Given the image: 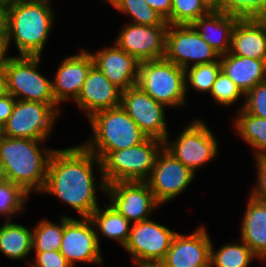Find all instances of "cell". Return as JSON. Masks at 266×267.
Returning a JSON list of instances; mask_svg holds the SVG:
<instances>
[{
  "label": "cell",
  "mask_w": 266,
  "mask_h": 267,
  "mask_svg": "<svg viewBox=\"0 0 266 267\" xmlns=\"http://www.w3.org/2000/svg\"><path fill=\"white\" fill-rule=\"evenodd\" d=\"M94 164L101 175L98 185L95 182ZM96 188L106 193L101 160L96 155L82 144L52 152L45 185L40 193L55 195L77 211L80 217H90L99 207Z\"/></svg>",
  "instance_id": "6da1fadb"
},
{
  "label": "cell",
  "mask_w": 266,
  "mask_h": 267,
  "mask_svg": "<svg viewBox=\"0 0 266 267\" xmlns=\"http://www.w3.org/2000/svg\"><path fill=\"white\" fill-rule=\"evenodd\" d=\"M42 142L47 141L6 137L0 142V159L8 181L20 186L28 195L43 190L49 159L55 150L46 148Z\"/></svg>",
  "instance_id": "7a4b0ae2"
},
{
  "label": "cell",
  "mask_w": 266,
  "mask_h": 267,
  "mask_svg": "<svg viewBox=\"0 0 266 267\" xmlns=\"http://www.w3.org/2000/svg\"><path fill=\"white\" fill-rule=\"evenodd\" d=\"M51 0H19L9 9L8 49L13 40L19 56H42L55 13Z\"/></svg>",
  "instance_id": "3957f363"
},
{
  "label": "cell",
  "mask_w": 266,
  "mask_h": 267,
  "mask_svg": "<svg viewBox=\"0 0 266 267\" xmlns=\"http://www.w3.org/2000/svg\"><path fill=\"white\" fill-rule=\"evenodd\" d=\"M87 119L93 134L82 145L100 160L109 152L130 148L147 138L122 106L96 112Z\"/></svg>",
  "instance_id": "277c9868"
},
{
  "label": "cell",
  "mask_w": 266,
  "mask_h": 267,
  "mask_svg": "<svg viewBox=\"0 0 266 267\" xmlns=\"http://www.w3.org/2000/svg\"><path fill=\"white\" fill-rule=\"evenodd\" d=\"M163 147V141L147 137L135 146L107 153L101 159L105 183L109 185L116 182H145Z\"/></svg>",
  "instance_id": "5b68a950"
},
{
  "label": "cell",
  "mask_w": 266,
  "mask_h": 267,
  "mask_svg": "<svg viewBox=\"0 0 266 267\" xmlns=\"http://www.w3.org/2000/svg\"><path fill=\"white\" fill-rule=\"evenodd\" d=\"M136 85L166 107L187 103L185 70L165 58L140 62Z\"/></svg>",
  "instance_id": "8992f818"
},
{
  "label": "cell",
  "mask_w": 266,
  "mask_h": 267,
  "mask_svg": "<svg viewBox=\"0 0 266 267\" xmlns=\"http://www.w3.org/2000/svg\"><path fill=\"white\" fill-rule=\"evenodd\" d=\"M41 57L10 56L5 63L7 91L16 100L46 103L60 113L53 96L52 81L38 71Z\"/></svg>",
  "instance_id": "52a82bcc"
},
{
  "label": "cell",
  "mask_w": 266,
  "mask_h": 267,
  "mask_svg": "<svg viewBox=\"0 0 266 267\" xmlns=\"http://www.w3.org/2000/svg\"><path fill=\"white\" fill-rule=\"evenodd\" d=\"M216 138L205 122L194 118L176 139L167 137L164 148L196 173L219 154L220 143Z\"/></svg>",
  "instance_id": "ba28073f"
},
{
  "label": "cell",
  "mask_w": 266,
  "mask_h": 267,
  "mask_svg": "<svg viewBox=\"0 0 266 267\" xmlns=\"http://www.w3.org/2000/svg\"><path fill=\"white\" fill-rule=\"evenodd\" d=\"M59 113L49 104L16 100L5 123L6 136L47 140Z\"/></svg>",
  "instance_id": "9c48e42d"
},
{
  "label": "cell",
  "mask_w": 266,
  "mask_h": 267,
  "mask_svg": "<svg viewBox=\"0 0 266 267\" xmlns=\"http://www.w3.org/2000/svg\"><path fill=\"white\" fill-rule=\"evenodd\" d=\"M164 58L185 70L193 65L215 62L220 55L192 25H169Z\"/></svg>",
  "instance_id": "30bf717a"
},
{
  "label": "cell",
  "mask_w": 266,
  "mask_h": 267,
  "mask_svg": "<svg viewBox=\"0 0 266 267\" xmlns=\"http://www.w3.org/2000/svg\"><path fill=\"white\" fill-rule=\"evenodd\" d=\"M176 234L177 232L154 220L141 221L132 224L123 249L131 254L136 266L150 261H162Z\"/></svg>",
  "instance_id": "8fae6325"
},
{
  "label": "cell",
  "mask_w": 266,
  "mask_h": 267,
  "mask_svg": "<svg viewBox=\"0 0 266 267\" xmlns=\"http://www.w3.org/2000/svg\"><path fill=\"white\" fill-rule=\"evenodd\" d=\"M121 106L147 137L163 142L167 139L166 106L155 101L138 85L121 92Z\"/></svg>",
  "instance_id": "7c38bea8"
},
{
  "label": "cell",
  "mask_w": 266,
  "mask_h": 267,
  "mask_svg": "<svg viewBox=\"0 0 266 267\" xmlns=\"http://www.w3.org/2000/svg\"><path fill=\"white\" fill-rule=\"evenodd\" d=\"M195 175L163 147L158 153L153 170L145 182L153 192L156 201L162 205L170 202L186 190Z\"/></svg>",
  "instance_id": "4fadbf2b"
},
{
  "label": "cell",
  "mask_w": 266,
  "mask_h": 267,
  "mask_svg": "<svg viewBox=\"0 0 266 267\" xmlns=\"http://www.w3.org/2000/svg\"><path fill=\"white\" fill-rule=\"evenodd\" d=\"M100 243L89 217L80 219L64 216V233L60 253L74 267L77 262L101 265Z\"/></svg>",
  "instance_id": "5bb4252c"
},
{
  "label": "cell",
  "mask_w": 266,
  "mask_h": 267,
  "mask_svg": "<svg viewBox=\"0 0 266 267\" xmlns=\"http://www.w3.org/2000/svg\"><path fill=\"white\" fill-rule=\"evenodd\" d=\"M109 203L131 224L149 220L150 214L160 207L146 182H116L107 185Z\"/></svg>",
  "instance_id": "9a60e30c"
},
{
  "label": "cell",
  "mask_w": 266,
  "mask_h": 267,
  "mask_svg": "<svg viewBox=\"0 0 266 267\" xmlns=\"http://www.w3.org/2000/svg\"><path fill=\"white\" fill-rule=\"evenodd\" d=\"M168 27L127 23L120 29L114 43L139 62L163 59Z\"/></svg>",
  "instance_id": "2e32d148"
},
{
  "label": "cell",
  "mask_w": 266,
  "mask_h": 267,
  "mask_svg": "<svg viewBox=\"0 0 266 267\" xmlns=\"http://www.w3.org/2000/svg\"><path fill=\"white\" fill-rule=\"evenodd\" d=\"M205 227H197L191 234L178 233L162 260L168 267L210 266L211 238Z\"/></svg>",
  "instance_id": "e0dca14e"
},
{
  "label": "cell",
  "mask_w": 266,
  "mask_h": 267,
  "mask_svg": "<svg viewBox=\"0 0 266 267\" xmlns=\"http://www.w3.org/2000/svg\"><path fill=\"white\" fill-rule=\"evenodd\" d=\"M79 50L60 63L52 80V92L58 104L77 99L87 74L94 65L90 52L84 48Z\"/></svg>",
  "instance_id": "ac0fdd59"
},
{
  "label": "cell",
  "mask_w": 266,
  "mask_h": 267,
  "mask_svg": "<svg viewBox=\"0 0 266 267\" xmlns=\"http://www.w3.org/2000/svg\"><path fill=\"white\" fill-rule=\"evenodd\" d=\"M121 92L93 65L75 103L90 118L96 112L121 106Z\"/></svg>",
  "instance_id": "d6986e66"
},
{
  "label": "cell",
  "mask_w": 266,
  "mask_h": 267,
  "mask_svg": "<svg viewBox=\"0 0 266 267\" xmlns=\"http://www.w3.org/2000/svg\"><path fill=\"white\" fill-rule=\"evenodd\" d=\"M113 44L112 47L103 48L90 54L94 65L112 84L124 91L136 85L140 62L115 43Z\"/></svg>",
  "instance_id": "ffe728a7"
},
{
  "label": "cell",
  "mask_w": 266,
  "mask_h": 267,
  "mask_svg": "<svg viewBox=\"0 0 266 267\" xmlns=\"http://www.w3.org/2000/svg\"><path fill=\"white\" fill-rule=\"evenodd\" d=\"M229 53L266 60V19H239L232 31Z\"/></svg>",
  "instance_id": "44dd1931"
},
{
  "label": "cell",
  "mask_w": 266,
  "mask_h": 267,
  "mask_svg": "<svg viewBox=\"0 0 266 267\" xmlns=\"http://www.w3.org/2000/svg\"><path fill=\"white\" fill-rule=\"evenodd\" d=\"M239 18L223 12H209L191 25L220 56L230 51L231 35Z\"/></svg>",
  "instance_id": "7402d4cb"
},
{
  "label": "cell",
  "mask_w": 266,
  "mask_h": 267,
  "mask_svg": "<svg viewBox=\"0 0 266 267\" xmlns=\"http://www.w3.org/2000/svg\"><path fill=\"white\" fill-rule=\"evenodd\" d=\"M241 224L242 240L260 261L266 262V203L251 195Z\"/></svg>",
  "instance_id": "603a6c76"
},
{
  "label": "cell",
  "mask_w": 266,
  "mask_h": 267,
  "mask_svg": "<svg viewBox=\"0 0 266 267\" xmlns=\"http://www.w3.org/2000/svg\"><path fill=\"white\" fill-rule=\"evenodd\" d=\"M219 60L221 70L244 94L266 80V60L241 57L229 52L221 55Z\"/></svg>",
  "instance_id": "cb8c5ba5"
},
{
  "label": "cell",
  "mask_w": 266,
  "mask_h": 267,
  "mask_svg": "<svg viewBox=\"0 0 266 267\" xmlns=\"http://www.w3.org/2000/svg\"><path fill=\"white\" fill-rule=\"evenodd\" d=\"M100 206L89 217L95 227L97 239L99 242V234L109 240H116L123 247L128 241L132 224L119 213L111 204Z\"/></svg>",
  "instance_id": "d4e9b609"
},
{
  "label": "cell",
  "mask_w": 266,
  "mask_h": 267,
  "mask_svg": "<svg viewBox=\"0 0 266 267\" xmlns=\"http://www.w3.org/2000/svg\"><path fill=\"white\" fill-rule=\"evenodd\" d=\"M33 231L22 224L4 220L0 225V251L11 260H21L32 252Z\"/></svg>",
  "instance_id": "484cf974"
},
{
  "label": "cell",
  "mask_w": 266,
  "mask_h": 267,
  "mask_svg": "<svg viewBox=\"0 0 266 267\" xmlns=\"http://www.w3.org/2000/svg\"><path fill=\"white\" fill-rule=\"evenodd\" d=\"M234 118V131L249 144L254 151V158L266 157V119L254 116L242 109Z\"/></svg>",
  "instance_id": "4316f807"
},
{
  "label": "cell",
  "mask_w": 266,
  "mask_h": 267,
  "mask_svg": "<svg viewBox=\"0 0 266 267\" xmlns=\"http://www.w3.org/2000/svg\"><path fill=\"white\" fill-rule=\"evenodd\" d=\"M241 243L234 241L223 244L217 251H214L213 244L210 250L211 267H249L250 263L258 257L241 240Z\"/></svg>",
  "instance_id": "83f0119b"
},
{
  "label": "cell",
  "mask_w": 266,
  "mask_h": 267,
  "mask_svg": "<svg viewBox=\"0 0 266 267\" xmlns=\"http://www.w3.org/2000/svg\"><path fill=\"white\" fill-rule=\"evenodd\" d=\"M119 12L131 16L132 23L144 26H169L145 0H107Z\"/></svg>",
  "instance_id": "f1b7e54d"
},
{
  "label": "cell",
  "mask_w": 266,
  "mask_h": 267,
  "mask_svg": "<svg viewBox=\"0 0 266 267\" xmlns=\"http://www.w3.org/2000/svg\"><path fill=\"white\" fill-rule=\"evenodd\" d=\"M32 251H59L64 233V215L57 225L47 219L39 221L33 228Z\"/></svg>",
  "instance_id": "f546056e"
},
{
  "label": "cell",
  "mask_w": 266,
  "mask_h": 267,
  "mask_svg": "<svg viewBox=\"0 0 266 267\" xmlns=\"http://www.w3.org/2000/svg\"><path fill=\"white\" fill-rule=\"evenodd\" d=\"M221 71V63L218 59L212 63L193 65L185 69L186 95L189 87L201 93H210L217 75Z\"/></svg>",
  "instance_id": "4dcf8cb0"
},
{
  "label": "cell",
  "mask_w": 266,
  "mask_h": 267,
  "mask_svg": "<svg viewBox=\"0 0 266 267\" xmlns=\"http://www.w3.org/2000/svg\"><path fill=\"white\" fill-rule=\"evenodd\" d=\"M28 195L20 186L8 180L0 183V215L5 220H12V216L22 214L25 210ZM23 210V211H22Z\"/></svg>",
  "instance_id": "1f68e13d"
},
{
  "label": "cell",
  "mask_w": 266,
  "mask_h": 267,
  "mask_svg": "<svg viewBox=\"0 0 266 267\" xmlns=\"http://www.w3.org/2000/svg\"><path fill=\"white\" fill-rule=\"evenodd\" d=\"M208 13L200 0H172L171 15L166 22L169 25H191Z\"/></svg>",
  "instance_id": "d6a6232c"
},
{
  "label": "cell",
  "mask_w": 266,
  "mask_h": 267,
  "mask_svg": "<svg viewBox=\"0 0 266 267\" xmlns=\"http://www.w3.org/2000/svg\"><path fill=\"white\" fill-rule=\"evenodd\" d=\"M222 12L239 19H266V0H222Z\"/></svg>",
  "instance_id": "836d02e7"
},
{
  "label": "cell",
  "mask_w": 266,
  "mask_h": 267,
  "mask_svg": "<svg viewBox=\"0 0 266 267\" xmlns=\"http://www.w3.org/2000/svg\"><path fill=\"white\" fill-rule=\"evenodd\" d=\"M211 97L221 106H230L239 101L244 93L240 88L221 70L217 75L210 91Z\"/></svg>",
  "instance_id": "e575fe53"
},
{
  "label": "cell",
  "mask_w": 266,
  "mask_h": 267,
  "mask_svg": "<svg viewBox=\"0 0 266 267\" xmlns=\"http://www.w3.org/2000/svg\"><path fill=\"white\" fill-rule=\"evenodd\" d=\"M243 98H246V100L239 109L266 119V80L256 84L244 94Z\"/></svg>",
  "instance_id": "d590c367"
},
{
  "label": "cell",
  "mask_w": 266,
  "mask_h": 267,
  "mask_svg": "<svg viewBox=\"0 0 266 267\" xmlns=\"http://www.w3.org/2000/svg\"><path fill=\"white\" fill-rule=\"evenodd\" d=\"M30 267H72L60 251L35 252V262Z\"/></svg>",
  "instance_id": "8d00e7d4"
},
{
  "label": "cell",
  "mask_w": 266,
  "mask_h": 267,
  "mask_svg": "<svg viewBox=\"0 0 266 267\" xmlns=\"http://www.w3.org/2000/svg\"><path fill=\"white\" fill-rule=\"evenodd\" d=\"M255 167L257 168V183L250 190V194L254 199L266 203V157L254 158Z\"/></svg>",
  "instance_id": "74e56055"
},
{
  "label": "cell",
  "mask_w": 266,
  "mask_h": 267,
  "mask_svg": "<svg viewBox=\"0 0 266 267\" xmlns=\"http://www.w3.org/2000/svg\"><path fill=\"white\" fill-rule=\"evenodd\" d=\"M16 99L9 93L0 97V123L5 124L12 114Z\"/></svg>",
  "instance_id": "f35d334b"
},
{
  "label": "cell",
  "mask_w": 266,
  "mask_h": 267,
  "mask_svg": "<svg viewBox=\"0 0 266 267\" xmlns=\"http://www.w3.org/2000/svg\"><path fill=\"white\" fill-rule=\"evenodd\" d=\"M165 21L171 15L172 0H145Z\"/></svg>",
  "instance_id": "ab89813d"
},
{
  "label": "cell",
  "mask_w": 266,
  "mask_h": 267,
  "mask_svg": "<svg viewBox=\"0 0 266 267\" xmlns=\"http://www.w3.org/2000/svg\"><path fill=\"white\" fill-rule=\"evenodd\" d=\"M9 9L10 7L0 4V37L8 36Z\"/></svg>",
  "instance_id": "60d3db41"
},
{
  "label": "cell",
  "mask_w": 266,
  "mask_h": 267,
  "mask_svg": "<svg viewBox=\"0 0 266 267\" xmlns=\"http://www.w3.org/2000/svg\"><path fill=\"white\" fill-rule=\"evenodd\" d=\"M209 12H222V0H200Z\"/></svg>",
  "instance_id": "b9f144b4"
},
{
  "label": "cell",
  "mask_w": 266,
  "mask_h": 267,
  "mask_svg": "<svg viewBox=\"0 0 266 267\" xmlns=\"http://www.w3.org/2000/svg\"><path fill=\"white\" fill-rule=\"evenodd\" d=\"M7 93V73L5 64H0V97L6 95Z\"/></svg>",
  "instance_id": "7bdbcfd3"
},
{
  "label": "cell",
  "mask_w": 266,
  "mask_h": 267,
  "mask_svg": "<svg viewBox=\"0 0 266 267\" xmlns=\"http://www.w3.org/2000/svg\"><path fill=\"white\" fill-rule=\"evenodd\" d=\"M7 51V37H0V64H5L10 58V56L8 57L7 55Z\"/></svg>",
  "instance_id": "ee69618b"
},
{
  "label": "cell",
  "mask_w": 266,
  "mask_h": 267,
  "mask_svg": "<svg viewBox=\"0 0 266 267\" xmlns=\"http://www.w3.org/2000/svg\"><path fill=\"white\" fill-rule=\"evenodd\" d=\"M137 267H168L163 261H150V262H145Z\"/></svg>",
  "instance_id": "f6af8a7d"
},
{
  "label": "cell",
  "mask_w": 266,
  "mask_h": 267,
  "mask_svg": "<svg viewBox=\"0 0 266 267\" xmlns=\"http://www.w3.org/2000/svg\"><path fill=\"white\" fill-rule=\"evenodd\" d=\"M7 180H8V178L6 175L5 167H4L2 160L0 159V183L5 182Z\"/></svg>",
  "instance_id": "bcb514c9"
},
{
  "label": "cell",
  "mask_w": 266,
  "mask_h": 267,
  "mask_svg": "<svg viewBox=\"0 0 266 267\" xmlns=\"http://www.w3.org/2000/svg\"><path fill=\"white\" fill-rule=\"evenodd\" d=\"M5 124L0 123V142L6 138Z\"/></svg>",
  "instance_id": "7dc6e473"
},
{
  "label": "cell",
  "mask_w": 266,
  "mask_h": 267,
  "mask_svg": "<svg viewBox=\"0 0 266 267\" xmlns=\"http://www.w3.org/2000/svg\"><path fill=\"white\" fill-rule=\"evenodd\" d=\"M19 0H0V4L5 5L7 7H11Z\"/></svg>",
  "instance_id": "c3c4849f"
}]
</instances>
